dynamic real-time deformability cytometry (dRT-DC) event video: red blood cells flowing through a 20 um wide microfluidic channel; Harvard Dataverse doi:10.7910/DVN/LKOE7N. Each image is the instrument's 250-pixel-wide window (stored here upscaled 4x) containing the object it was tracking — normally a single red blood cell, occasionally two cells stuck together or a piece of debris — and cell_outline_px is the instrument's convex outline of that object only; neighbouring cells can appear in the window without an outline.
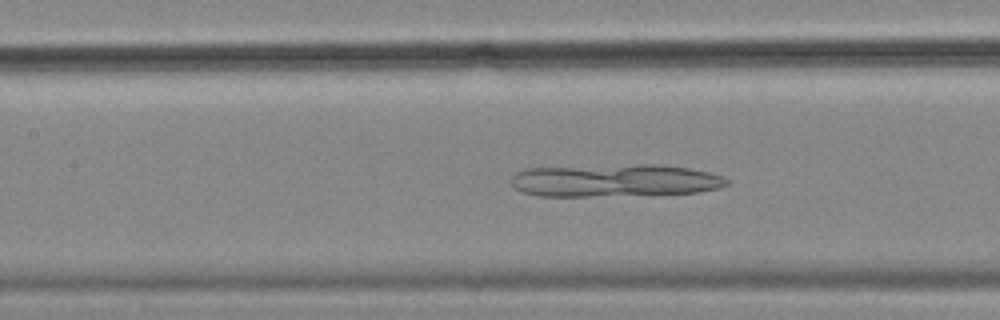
{"species": "common noctule bat (a hibernating species)", "species_latin": "Nyctalus noctula", "temperature_condition": "cold", "stored_images_in_passage": 49, "camera_frame_rate_fps": 3000, "um_per_image_px": 0.085, "animal": {"sex": "female", "body_mass_g": 18.4}, "frame": {"image": 1, "passage_image": 24, "time_ms": 7.667, "image_size_px": [1000, 320], "cell_outline_px": [[728, 184], [720, 188], [696, 192], [588, 196], [540, 196], [520, 192], [512, 184], [512, 176], [516, 172], [524, 168], [640, 164], [652, 164], [688, 168], [708, 172], [724, 176], [728, 180]], "centroid_in_image_um": [52.22, 15.33], "position_along_channel_um": 155.2, "area_um2": 40.75}}
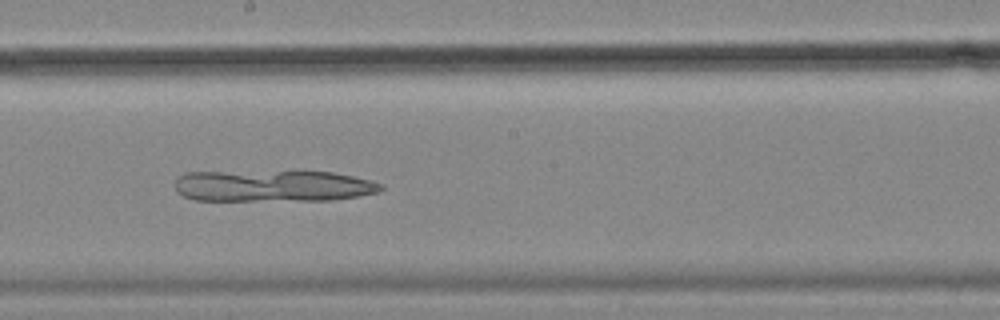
{"frame": {"image": 2, "passage_image": 30, "time_ms": 9.667, "image_size_px": [1000, 320], "cell_outline_px": [[384, 188], [380, 192], [332, 200], [196, 200], [184, 196], [176, 192], [176, 180], [184, 172], [296, 168], [332, 172], [372, 180], [384, 184]], "centroid_in_image_um": [23.23, 15.74], "position_along_channel_um": 225.0, "area_um2": 39.77}}
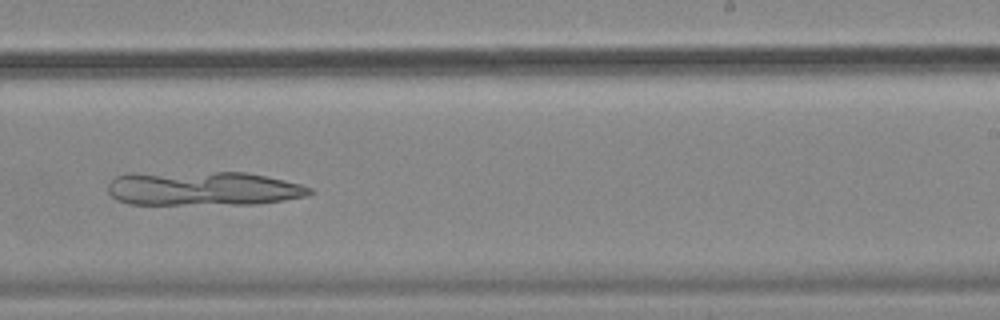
{"frame": {"image": 3, "passage_image": 34, "time_ms": 11.0, "image_size_px": [1000, 320], "cell_outline_px": [[312, 192], [308, 196], [284, 200], [256, 204], [128, 204], [116, 200], [108, 192], [108, 184], [116, 176], [132, 172], [248, 172], [284, 180], [300, 184], [312, 188]], "centroid_in_image_um": [17.23, 16.01], "position_along_channel_um": 271.8, "area_um2": 40.69}}